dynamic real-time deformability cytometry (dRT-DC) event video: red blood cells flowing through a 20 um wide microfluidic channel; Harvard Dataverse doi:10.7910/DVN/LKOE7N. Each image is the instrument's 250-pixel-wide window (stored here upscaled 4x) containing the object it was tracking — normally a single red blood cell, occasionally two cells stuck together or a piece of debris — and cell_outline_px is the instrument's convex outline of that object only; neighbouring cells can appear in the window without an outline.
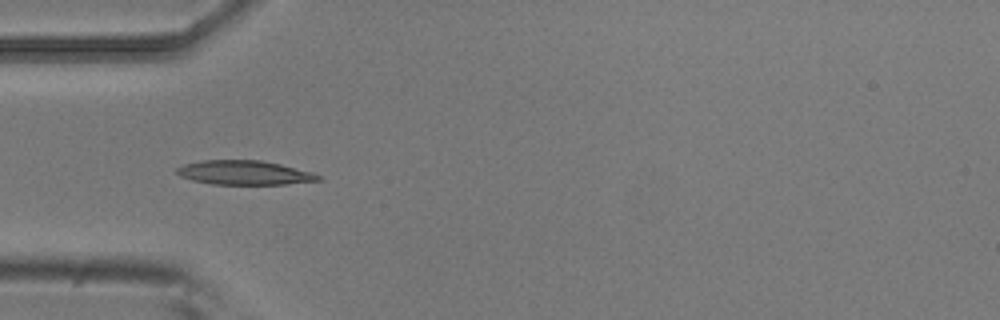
{"species": "common noctule bat (a hibernating species)", "species_latin": "Nyctalus noctula", "temperature_condition": "room temperature", "stored_images_in_passage": 6, "camera_frame_rate_fps": 3000, "um_per_image_px": 0.085, "animal": {"sex": "male", "body_mass_g": 20.5, "forearm_length_mm": 52.5}, "frame": {"image": 1, "passage_image": 4, "time_ms": 1.0, "image_size_px": [1000, 320], "cell_outline_px": [[324, 180], [288, 184], [212, 184], [192, 180], [180, 176], [176, 172], [176, 168], [184, 164], [204, 160], [260, 160], [280, 164], [312, 172], [320, 176]], "centroid_in_image_um": [20.78, 14.68], "position_along_channel_um": 64.2, "area_um2": 19.94}}
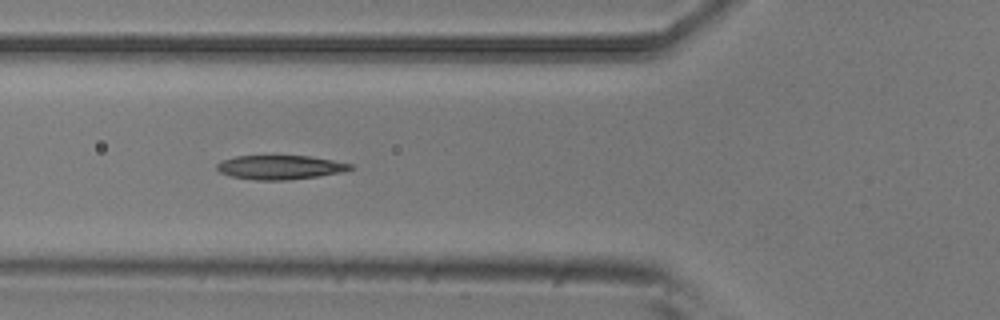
{"frame": {"image": 2, "passage_image": 5, "time_ms": 1.333, "image_size_px": [1000, 320], "cell_outline_px": [[356, 168], [344, 172], [288, 180], [256, 180], [232, 176], [220, 172], [216, 168], [216, 164], [220, 160], [236, 156], [308, 156], [332, 160], [352, 164]], "centroid_in_image_um": [23.82, 14.22], "position_along_channel_um": 102.0, "area_um2": 18.73}}
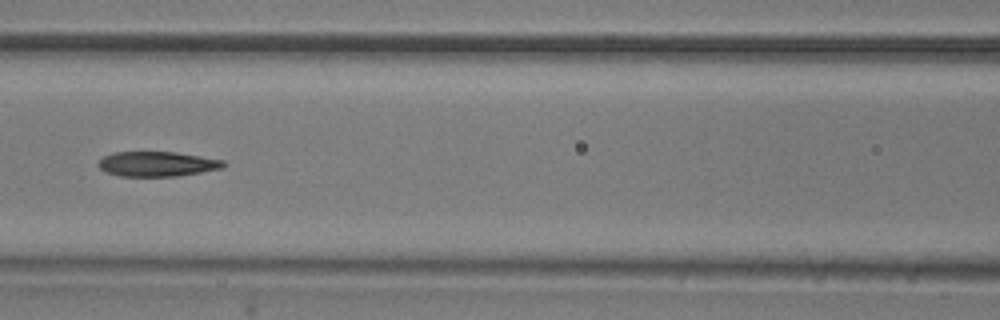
{"frame": {"image": 3, "passage_image": 6, "time_ms": 1.667, "image_size_px": [1000, 320], "cell_outline_px": [[228, 164], [224, 168], [180, 176], [120, 176], [104, 172], [96, 164], [104, 156], [112, 152], [176, 152], [224, 160]], "centroid_in_image_um": [13.38, 13.94], "position_along_channel_um": 153.2, "area_um2": 18.38}}